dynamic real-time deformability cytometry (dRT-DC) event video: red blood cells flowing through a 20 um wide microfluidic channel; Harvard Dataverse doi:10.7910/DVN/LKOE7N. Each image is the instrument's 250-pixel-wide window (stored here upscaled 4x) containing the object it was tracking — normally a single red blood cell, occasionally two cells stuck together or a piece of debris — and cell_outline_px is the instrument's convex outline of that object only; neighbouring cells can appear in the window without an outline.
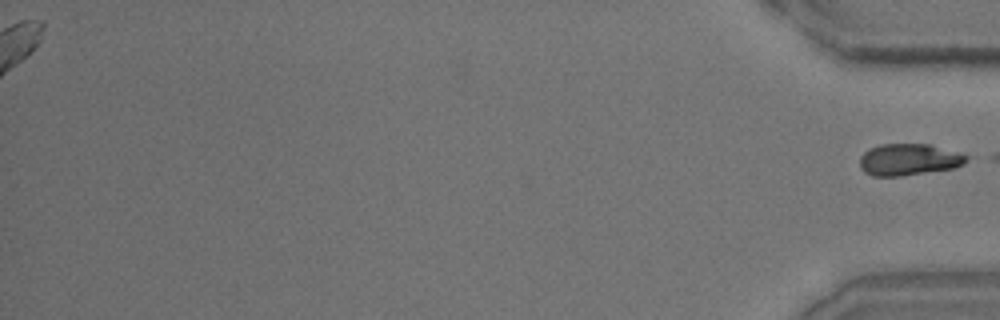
{"species": "common noctule bat (a hibernating species)", "species_latin": "Nyctalus noctula", "temperature_condition": "room temperature", "stored_images_in_passage": 35, "segment_of_instrument_passage": [2, 2], "camera_frame_rate_fps": 3000, "um_per_image_px": 0.085, "animal": {"sex": "male", "body_mass_g": 15.6}, "frame": {"image": 1, "passage_image": 35, "time_ms": 11.333, "image_size_px": [1000, 320], "cell_outline_px": [[972, 156], [964, 164], [952, 168], [900, 176], [872, 176], [864, 172], [860, 168], [860, 156], [868, 148], [880, 144], [932, 144], [964, 152]], "centroid_in_image_um": [77.31, 13.54], "position_along_channel_um": 357.9, "area_um2": 20.17}}